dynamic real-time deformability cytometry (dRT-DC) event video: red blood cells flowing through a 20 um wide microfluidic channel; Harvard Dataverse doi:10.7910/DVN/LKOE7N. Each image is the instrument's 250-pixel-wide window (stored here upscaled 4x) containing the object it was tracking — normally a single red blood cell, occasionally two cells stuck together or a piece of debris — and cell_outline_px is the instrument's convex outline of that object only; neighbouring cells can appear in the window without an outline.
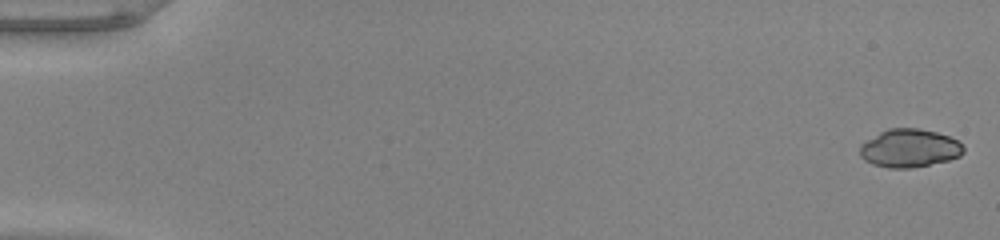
{"species": "common noctule bat (a hibernating species)", "species_latin": "Nyctalus noctula", "temperature_condition": "warm", "stored_images_in_passage": 52, "camera_frame_rate_fps": 3000, "um_per_image_px": 0.085, "animal": {"sex": "male", "body_mass_g": 20.0, "forearm_length_mm": 53.3}, "frame": {"image": 1, "passage_image": 1, "time_ms": 0.0, "image_size_px": [1000, 240], "cell_outline_px": [[964, 152], [960, 156], [948, 160], [912, 168], [888, 168], [872, 164], [864, 160], [860, 156], [860, 144], [880, 132], [888, 128], [920, 128], [936, 132], [948, 136], [956, 140], [964, 148]], "centroid_in_image_um": [77.28, 12.6], "position_along_channel_um": 7.7, "area_um2": 23.06}}
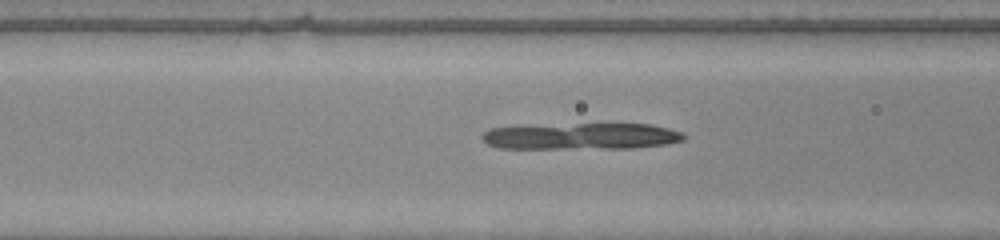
{"frame": {"image": 2, "passage_image": 22, "time_ms": 7.0, "image_size_px": [1000, 240], "cell_outline_px": [[684, 140], [668, 144], [636, 148], [500, 148], [488, 144], [480, 136], [484, 132], [492, 128], [512, 124], [652, 124], [684, 132]], "centroid_in_image_um": [49.37, 11.56], "position_along_channel_um": 117.2, "area_um2": 31.73}}
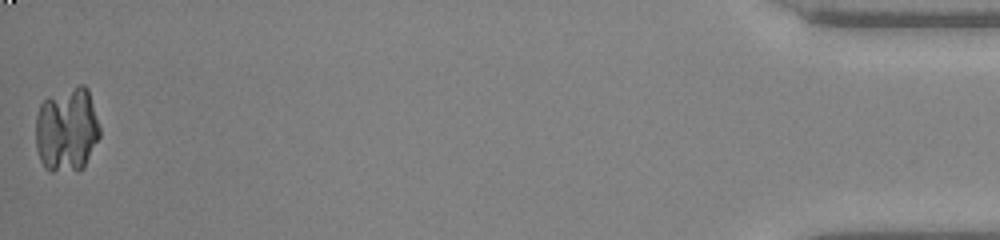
{"frame": {"image": 3, "passage_image": 52, "time_ms": 17.0, "image_size_px": [1000, 240], "cell_outline_px": [[100, 136], [84, 168], [76, 172], [48, 172], [44, 168], [40, 160], [36, 148], [36, 116], [40, 104], [44, 100], [76, 84], [84, 84], [88, 88], [100, 128]], "centroid_in_image_um": [5.68, 11.06], "position_along_channel_um": 429.5, "area_um2": 32.19}}